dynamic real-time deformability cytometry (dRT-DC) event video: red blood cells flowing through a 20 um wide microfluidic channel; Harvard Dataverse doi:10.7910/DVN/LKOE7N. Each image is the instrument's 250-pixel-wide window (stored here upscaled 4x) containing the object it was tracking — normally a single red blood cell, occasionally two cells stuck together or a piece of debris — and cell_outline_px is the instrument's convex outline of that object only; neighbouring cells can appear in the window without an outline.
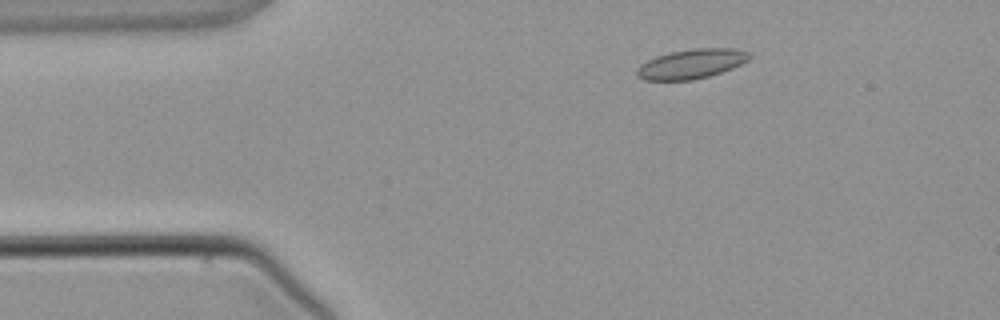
{"species": "common noctule bat (a hibernating species)", "species_latin": "Nyctalus noctula", "temperature_condition": "warm", "stored_images_in_passage": 2, "camera_frame_rate_fps": 3000, "um_per_image_px": 0.085, "animal": {"sex": "male", "body_mass_g": 21.5, "forearm_length_mm": 52.0}, "frame": {"image": 1, "passage_image": 1, "time_ms": 0.0, "image_size_px": [1000, 320], "cell_outline_px": [[752, 56], [748, 60], [732, 68], [708, 76], [692, 80], [644, 80], [636, 76], [636, 68], [640, 64], [656, 56], [668, 52], [692, 48], [736, 48], [752, 52]], "centroid_in_image_um": [58.77, 5.41], "position_along_channel_um": 26.2, "area_um2": 19.59}}